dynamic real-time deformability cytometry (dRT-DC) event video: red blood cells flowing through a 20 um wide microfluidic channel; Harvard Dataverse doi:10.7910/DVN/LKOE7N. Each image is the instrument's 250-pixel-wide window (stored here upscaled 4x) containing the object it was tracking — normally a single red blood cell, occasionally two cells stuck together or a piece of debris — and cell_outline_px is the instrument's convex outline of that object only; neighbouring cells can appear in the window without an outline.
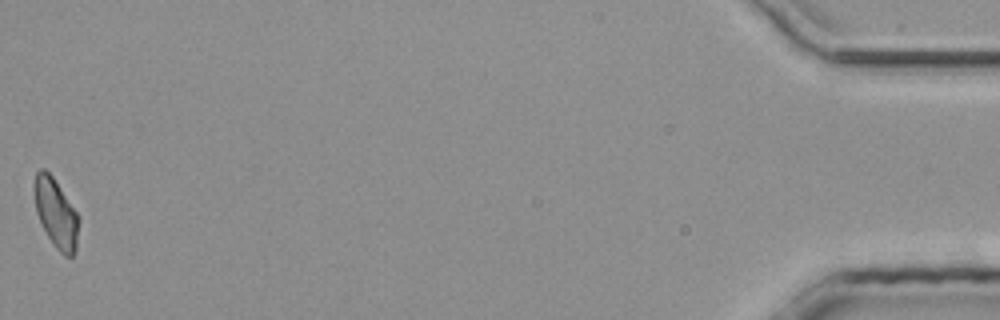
{"species": "common noctule bat (a hibernating species)", "species_latin": "Nyctalus noctula", "temperature_condition": "room temperature", "stored_images_in_passage": 33, "camera_frame_rate_fps": 3000, "um_per_image_px": 0.085, "animal": {"sex": "male", "body_mass_g": 20.4}, "frame": {"image": 1, "passage_image": 33, "time_ms": 10.667, "image_size_px": [1000, 320], "cell_outline_px": [[80, 220], [76, 252], [72, 256], [64, 256], [52, 244], [36, 212], [32, 188], [32, 184], [36, 172], [40, 168], [44, 168], [52, 176], [76, 212]], "centroid_in_image_um": [4.74, 18.12], "position_along_channel_um": 430.5, "area_um2": 18.03}}